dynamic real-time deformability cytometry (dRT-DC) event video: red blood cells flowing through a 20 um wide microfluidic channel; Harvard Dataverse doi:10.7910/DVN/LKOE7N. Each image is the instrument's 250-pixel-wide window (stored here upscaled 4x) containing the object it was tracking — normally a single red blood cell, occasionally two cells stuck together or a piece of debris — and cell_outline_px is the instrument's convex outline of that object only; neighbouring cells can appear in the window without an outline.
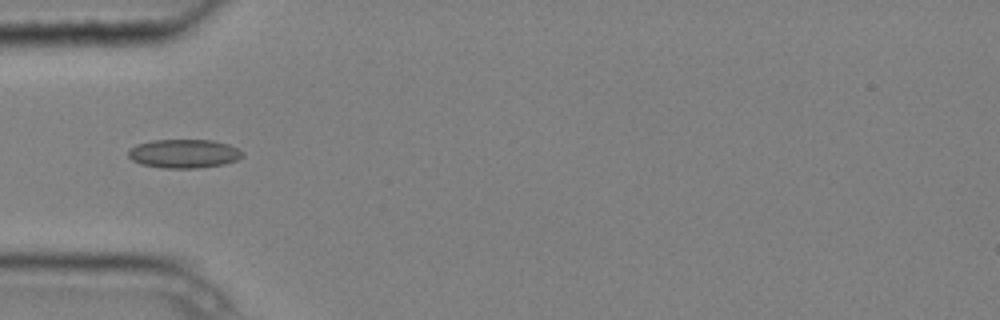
{"species": "common noctule bat (a hibernating species)", "species_latin": "Nyctalus noctula", "temperature_condition": "cold", "stored_images_in_passage": 5, "camera_frame_rate_fps": 3000, "um_per_image_px": 0.085, "animal": {"sex": "male", "body_mass_g": 20.4}, "frame": {"image": 1, "passage_image": 5, "time_ms": 1.333, "image_size_px": [1000, 320], "cell_outline_px": [[244, 156], [236, 160], [224, 164], [196, 168], [160, 168], [140, 164], [132, 160], [128, 156], [128, 152], [132, 148], [140, 144], [152, 140], [212, 140], [228, 144], [244, 152]], "centroid_in_image_um": [15.65, 13.07], "position_along_channel_um": 69.4, "area_um2": 19.07}}